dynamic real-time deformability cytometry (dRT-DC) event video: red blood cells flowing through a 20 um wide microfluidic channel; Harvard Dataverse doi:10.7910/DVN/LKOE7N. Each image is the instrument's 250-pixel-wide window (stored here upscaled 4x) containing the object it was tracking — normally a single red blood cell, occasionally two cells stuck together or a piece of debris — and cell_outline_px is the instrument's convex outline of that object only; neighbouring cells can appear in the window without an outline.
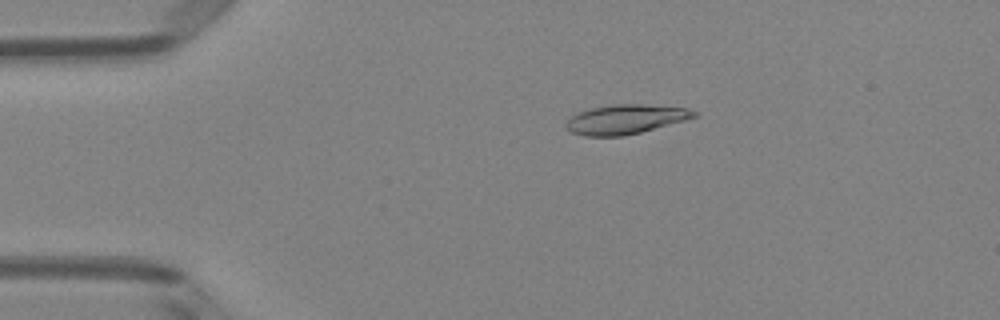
{"species": "Egyptian fruit bat (a non-hibernating species)", "species_latin": "Rousettus aegyptiacus", "temperature_condition": "room temperature", "stored_images_in_passage": 5, "camera_frame_rate_fps": 3000, "um_per_image_px": 0.085, "animal": {"sex": "female"}, "frame": {"image": 1, "passage_image": 3, "time_ms": 0.667, "image_size_px": [1000, 320], "cell_outline_px": [[696, 116], [684, 120], [640, 132], [624, 136], [584, 136], [572, 132], [564, 128], [564, 124], [576, 112], [592, 108], [612, 104], [644, 104], [688, 108], [696, 112]], "centroid_in_image_um": [53.11, 10.13], "position_along_channel_um": 31.9, "area_um2": 21.85}}
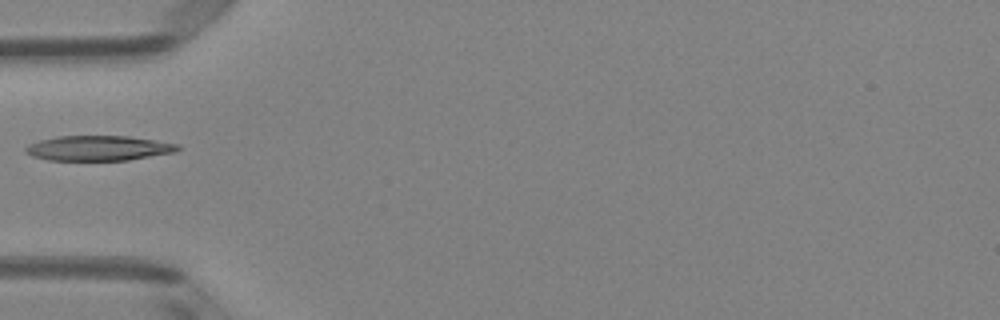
{"frame": {"image": 2, "passage_image": 5, "time_ms": 1.333, "image_size_px": [1000, 320], "cell_outline_px": [[180, 148], [176, 152], [128, 160], [48, 160], [32, 156], [24, 152], [24, 148], [28, 144], [40, 140], [56, 136], [128, 136], [180, 144]], "centroid_in_image_um": [8.36, 12.59], "position_along_channel_um": 76.6, "area_um2": 22.25}}